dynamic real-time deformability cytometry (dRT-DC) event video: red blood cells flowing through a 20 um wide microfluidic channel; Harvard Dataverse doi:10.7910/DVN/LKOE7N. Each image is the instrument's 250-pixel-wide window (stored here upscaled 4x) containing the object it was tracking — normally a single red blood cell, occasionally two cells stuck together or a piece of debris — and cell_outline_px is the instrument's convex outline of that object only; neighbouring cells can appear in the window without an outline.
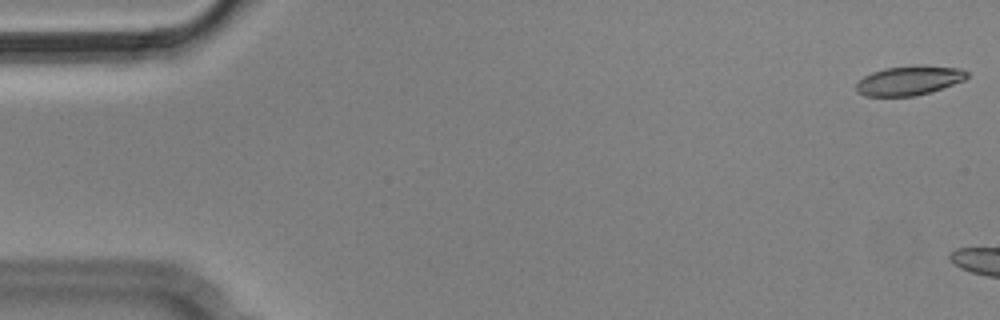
{"species": "Egyptian fruit bat (a non-hibernating species)", "species_latin": "Rousettus aegyptiacus", "temperature_condition": "cold", "stored_images_in_passage": 2, "camera_frame_rate_fps": 3000, "um_per_image_px": 0.085, "animal": {"sex": "male"}, "frame": {"image": 1, "passage_image": 1, "time_ms": 0.0, "image_size_px": [1000, 320], "cell_outline_px": [[968, 76], [964, 80], [916, 96], [864, 96], [856, 92], [856, 84], [864, 76], [872, 72], [884, 68], [960, 68], [968, 72]], "centroid_in_image_um": [77.19, 6.9], "position_along_channel_um": 7.8, "area_um2": 17.92}}